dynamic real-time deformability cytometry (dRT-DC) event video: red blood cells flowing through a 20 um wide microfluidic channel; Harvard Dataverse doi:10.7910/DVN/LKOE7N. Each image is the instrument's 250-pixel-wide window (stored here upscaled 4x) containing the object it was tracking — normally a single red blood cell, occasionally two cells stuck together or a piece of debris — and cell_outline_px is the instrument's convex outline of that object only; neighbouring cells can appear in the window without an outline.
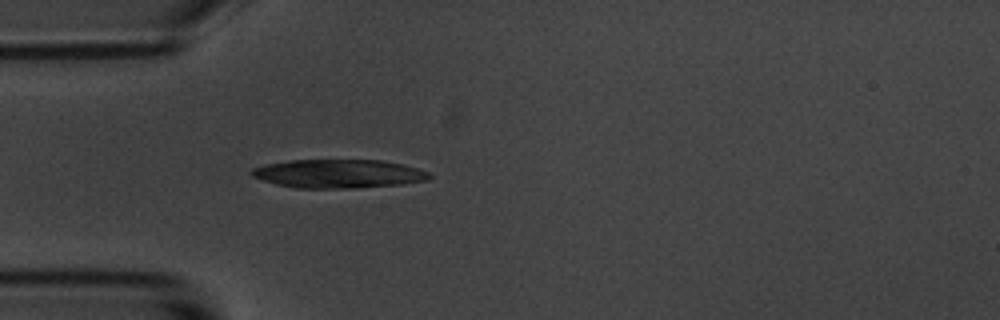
{"species": "common noctule bat (a hibernating species)", "species_latin": "Nyctalus noctula", "temperature_condition": "room temperature", "stored_images_in_passage": 1, "camera_frame_rate_fps": 3000, "um_per_image_px": 0.085, "animal": {"sex": "male", "body_mass_g": 20.1, "forearm_length_mm": 53.5}, "frame": {"image": 1, "passage_image": 1, "time_ms": 0.0, "image_size_px": [1000, 320], "cell_outline_px": [[432, 176], [428, 180], [400, 184], [356, 188], [296, 188], [276, 184], [252, 176], [248, 172], [252, 168], [264, 164], [292, 160], [380, 160], [404, 164], [428, 172]], "centroid_in_image_um": [28.75, 14.76], "position_along_channel_um": 56.3, "area_um2": 29.65}}